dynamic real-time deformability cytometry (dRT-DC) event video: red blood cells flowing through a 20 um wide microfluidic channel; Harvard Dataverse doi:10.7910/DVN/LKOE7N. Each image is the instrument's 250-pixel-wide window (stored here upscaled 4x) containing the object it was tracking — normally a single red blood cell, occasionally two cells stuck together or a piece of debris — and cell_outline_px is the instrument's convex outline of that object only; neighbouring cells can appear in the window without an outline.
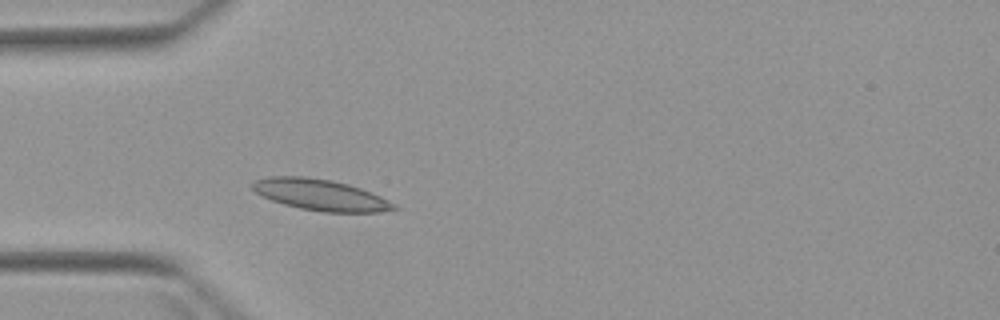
{"species": "Egyptian fruit bat (a non-hibernating species)", "species_latin": "Rousettus aegyptiacus", "temperature_condition": "warm", "stored_images_in_passage": 2, "camera_frame_rate_fps": 3000, "um_per_image_px": 0.085, "animal": {"sex": "female"}, "frame": {"image": 1, "passage_image": 2, "time_ms": 1.333, "image_size_px": [1000, 320], "cell_outline_px": [[400, 208], [380, 212], [324, 212], [300, 208], [284, 204], [272, 200], [256, 192], [252, 188], [252, 184], [256, 180], [268, 176], [308, 176], [332, 180], [348, 184], [372, 192], [396, 204]], "centroid_in_image_um": [27.27, 16.55], "position_along_channel_um": 57.7, "area_um2": 25.66}}